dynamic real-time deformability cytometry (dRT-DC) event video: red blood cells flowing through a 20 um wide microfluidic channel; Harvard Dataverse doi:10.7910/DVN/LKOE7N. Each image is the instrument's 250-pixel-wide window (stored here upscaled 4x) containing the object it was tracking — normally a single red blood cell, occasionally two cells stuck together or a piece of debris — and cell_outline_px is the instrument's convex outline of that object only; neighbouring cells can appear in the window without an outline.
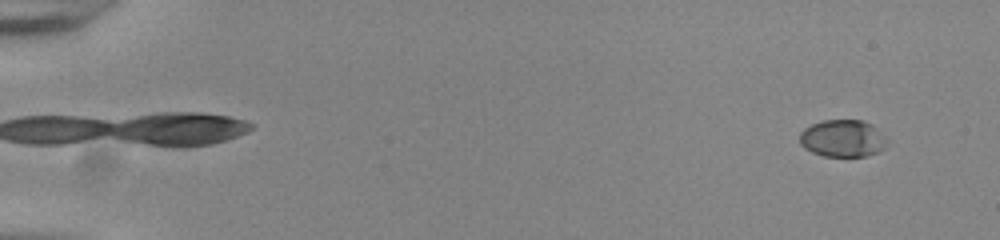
{"species": "common noctule bat (a hibernating species)", "species_latin": "Nyctalus noctula", "temperature_condition": "room temperature", "stored_images_in_passage": 55, "camera_frame_rate_fps": 3000, "um_per_image_px": 0.085, "animal": {"sex": "male", "body_mass_g": 20.0, "forearm_length_mm": 53.3}, "frame": {"image": 1, "passage_image": 4, "time_ms": 1.0, "image_size_px": [1000, 240], "cell_outline_px": [[888, 140], [884, 148], [880, 152], [868, 156], [824, 156], [812, 152], [804, 148], [800, 144], [800, 132], [804, 128], [812, 124], [824, 120], [864, 120], [872, 124]], "centroid_in_image_um": [71.64, 11.76], "position_along_channel_um": 13.4, "area_um2": 19.07}}
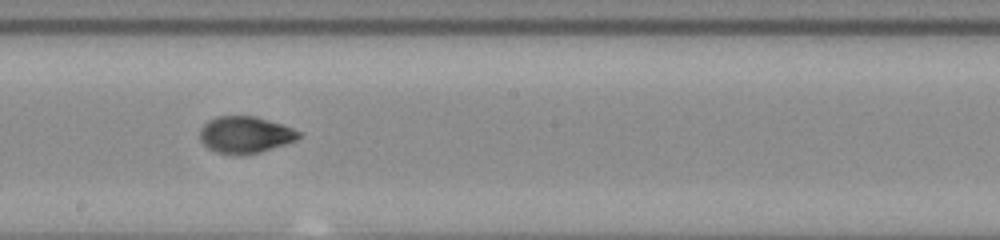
{"frame": {"image": 2, "passage_image": 33, "time_ms": 10.667, "image_size_px": [1000, 240], "cell_outline_px": [[300, 136], [296, 140], [260, 152], [244, 156], [236, 156], [216, 152], [208, 148], [200, 140], [200, 128], [208, 120], [220, 116], [252, 116], [268, 120], [292, 128], [300, 132]], "centroid_in_image_um": [20.8, 11.47], "position_along_channel_um": 227.4, "area_um2": 21.15}}
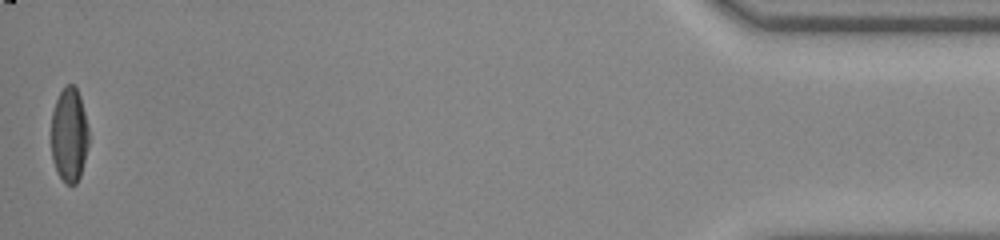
{"frame": {"image": 3, "passage_image": 55, "time_ms": 18.0, "image_size_px": [1000, 240], "cell_outline_px": [[88, 144], [80, 176], [76, 184], [64, 184], [52, 160], [52, 112], [56, 100], [60, 92], [68, 84], [72, 84], [76, 88], [80, 96], [88, 128]], "centroid_in_image_um": [5.88, 11.48], "position_along_channel_um": 429.3, "area_um2": 20.35}, "authors_computed_cell_mechanics": {"area_um2": 20.8658, "velocity_mm_per_s": 3.8566, "shape_relaxation_time_tau1_ms": 8.33, "shape_relaxation_time_tau2_ms": 0.9804, "deformation_change_tau1": 0.2631, "deformation_change_tau2": 0.0515}}